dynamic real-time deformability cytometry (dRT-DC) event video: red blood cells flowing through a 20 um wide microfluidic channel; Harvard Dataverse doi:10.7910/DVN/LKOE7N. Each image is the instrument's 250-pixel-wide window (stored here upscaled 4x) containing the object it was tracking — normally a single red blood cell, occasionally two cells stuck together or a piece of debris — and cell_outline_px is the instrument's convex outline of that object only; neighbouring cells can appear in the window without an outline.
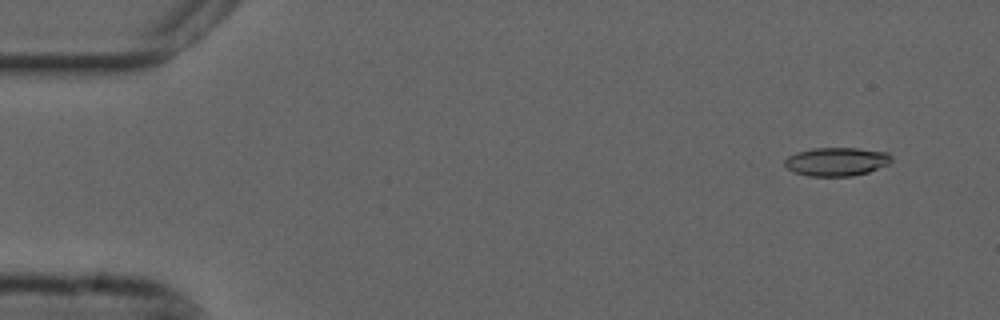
{"species": "common noctule bat (a hibernating species)", "species_latin": "Nyctalus noctula", "temperature_condition": "cold", "stored_images_in_passage": 52, "camera_frame_rate_fps": 3000, "um_per_image_px": 0.085, "animal": {"sex": "male", "forearm_length_mm": 52.5}, "frame": {"image": 1, "passage_image": 1, "time_ms": 0.0, "image_size_px": [1000, 320], "cell_outline_px": [[892, 160], [888, 164], [868, 172], [852, 176], [808, 176], [792, 172], [784, 164], [784, 160], [788, 156], [796, 152], [812, 148], [856, 148], [888, 152], [892, 156]], "centroid_in_image_um": [71.09, 13.74], "position_along_channel_um": 13.9, "area_um2": 17.86}}
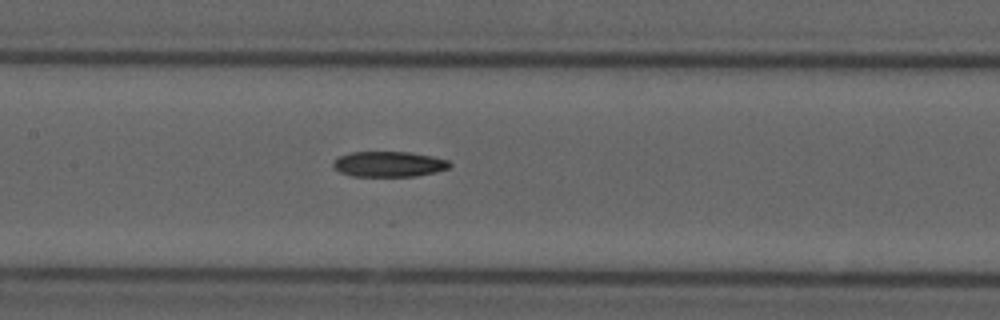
{"frame": {"image": 2, "passage_image": 23, "time_ms": 7.333, "image_size_px": [1000, 320], "cell_outline_px": [[452, 164], [448, 168], [436, 172], [416, 176], [352, 176], [340, 172], [332, 164], [332, 160], [340, 156], [352, 152], [408, 152], [432, 156], [448, 160]], "centroid_in_image_um": [33.06, 13.95], "position_along_channel_um": 174.3, "area_um2": 17.22}}
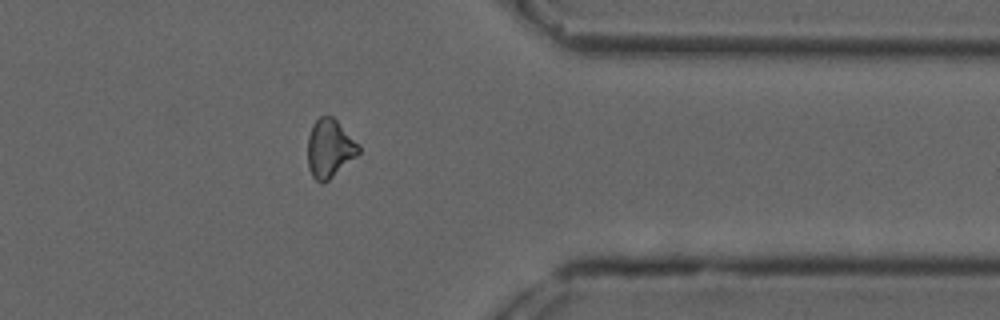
{"frame": {"image": 3, "passage_image": 41, "time_ms": 13.333, "image_size_px": [1000, 320], "cell_outline_px": [[360, 152], [356, 156], [324, 184], [320, 184], [312, 176], [308, 168], [308, 136], [312, 124], [320, 116], [332, 116], [360, 144]], "centroid_in_image_um": [28.01, 12.63], "position_along_channel_um": 383.4, "area_um2": 17.4}}